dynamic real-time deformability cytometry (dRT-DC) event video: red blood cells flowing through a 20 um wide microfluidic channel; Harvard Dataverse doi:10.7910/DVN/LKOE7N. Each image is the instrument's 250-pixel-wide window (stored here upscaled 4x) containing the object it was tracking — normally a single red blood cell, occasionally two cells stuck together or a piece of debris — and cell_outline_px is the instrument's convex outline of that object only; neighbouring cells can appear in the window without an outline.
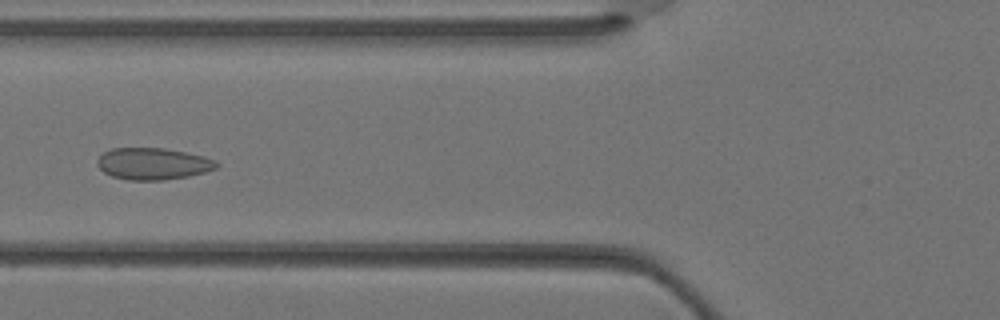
{"species": "Egyptian fruit bat (a non-hibernating species)", "species_latin": "Rousettus aegyptiacus", "temperature_condition": "warm", "stored_images_in_passage": 36, "camera_frame_rate_fps": 3000, "um_per_image_px": 0.085, "animal": {"sex": "female"}, "frame": {"image": 1, "passage_image": 14, "time_ms": 4.333, "image_size_px": [1000, 320], "cell_outline_px": [[220, 164], [216, 168], [204, 172], [188, 176], [164, 180], [128, 180], [112, 176], [104, 172], [96, 164], [96, 160], [104, 152], [112, 148], [164, 148], [204, 156], [216, 160]], "centroid_in_image_um": [13.0, 13.92], "position_along_channel_um": 112.8, "area_um2": 22.08}}
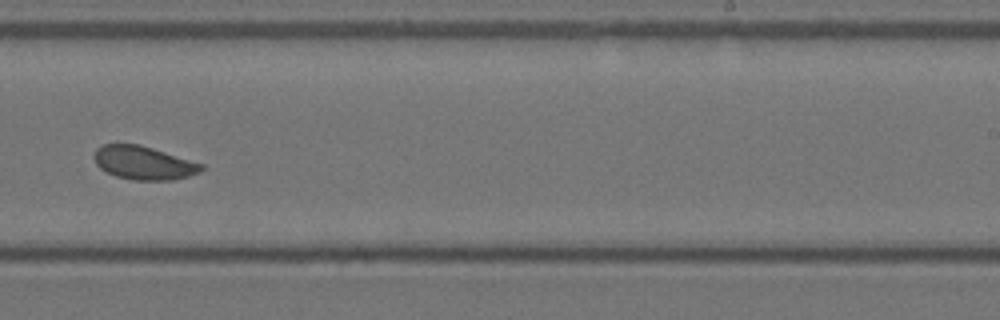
{"frame": {"image": 2, "passage_image": 23, "time_ms": 7.333, "image_size_px": [1000, 320], "cell_outline_px": [[204, 168], [200, 172], [188, 176], [172, 180], [132, 180], [116, 176], [100, 168], [96, 164], [92, 156], [96, 148], [104, 144], [140, 144], [204, 164]], "centroid_in_image_um": [12.2, 13.84], "position_along_channel_um": 276.8, "area_um2": 20.98}}
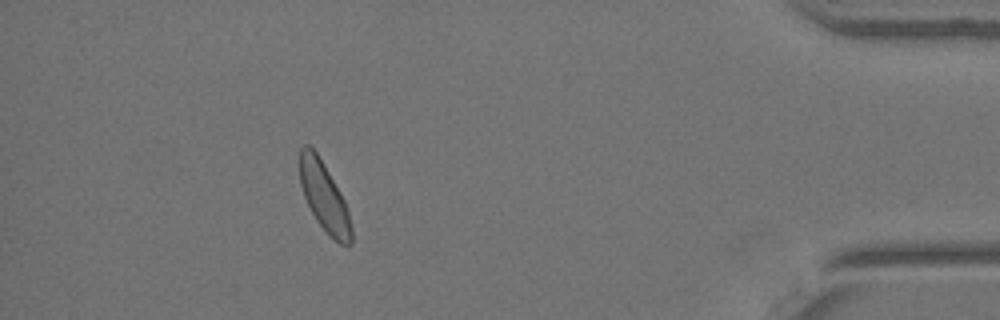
{"frame": {"image": 3, "passage_image": 33, "time_ms": 10.667, "image_size_px": [1000, 320], "cell_outline_px": [[352, 244], [340, 244], [328, 236], [316, 220], [304, 196], [300, 184], [300, 148], [304, 144], [308, 144], [316, 152], [340, 192], [344, 200], [348, 212], [352, 228]], "centroid_in_image_um": [27.55, 16.76], "position_along_channel_um": 407.6, "area_um2": 20.52}}